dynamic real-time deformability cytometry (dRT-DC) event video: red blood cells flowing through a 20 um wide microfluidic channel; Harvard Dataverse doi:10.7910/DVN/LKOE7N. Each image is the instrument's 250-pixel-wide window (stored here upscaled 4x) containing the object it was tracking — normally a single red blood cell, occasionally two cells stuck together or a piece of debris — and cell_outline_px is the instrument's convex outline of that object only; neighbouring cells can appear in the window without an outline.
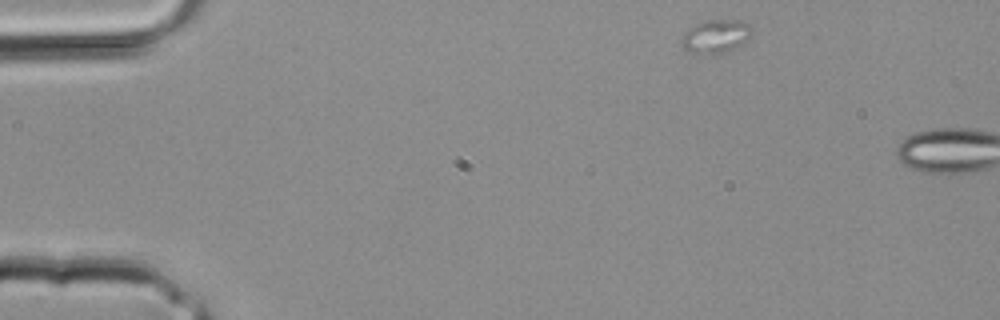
{"species": "common noctule bat (a hibernating species)", "species_latin": "Nyctalus noctula", "temperature_condition": "room temperature", "stored_images_in_passage": 2, "segment_of_instrument_passage": [1, 2], "camera_frame_rate_fps": 3000, "um_per_image_px": 0.085, "animal": {"sex": "male", "body_mass_g": 20.4}, "frame": {"image": 1, "passage_image": 1, "time_ms": 0.0, "image_size_px": [1000, 320], "cell_outline_px": [[752, 32], [736, 48], [724, 52], [688, 52], [684, 48], [680, 40], [684, 32], [688, 28], [704, 20], [736, 20], [748, 24], [752, 28]], "centroid_in_image_um": [60.79, 3.05], "position_along_channel_um": 24.2, "area_um2": 13.24}}